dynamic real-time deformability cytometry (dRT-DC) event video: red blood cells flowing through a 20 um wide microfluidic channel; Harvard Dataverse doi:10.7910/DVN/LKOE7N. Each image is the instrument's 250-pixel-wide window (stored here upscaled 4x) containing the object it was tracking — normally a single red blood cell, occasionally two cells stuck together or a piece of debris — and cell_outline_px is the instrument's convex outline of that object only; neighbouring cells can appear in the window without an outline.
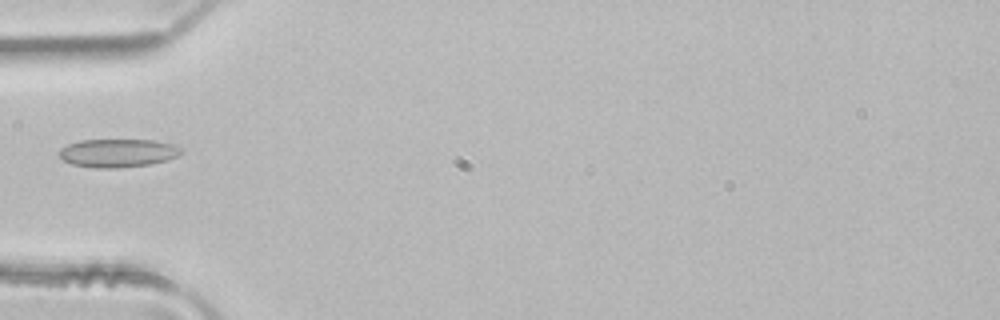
{"species": "common noctule bat (a hibernating species)", "species_latin": "Nyctalus noctula", "temperature_condition": "room temperature", "stored_images_in_passage": 3, "camera_frame_rate_fps": 3000, "um_per_image_px": 0.085, "animal": {"sex": "male", "body_mass_g": 21.5, "forearm_length_mm": 52.0}, "frame": {"image": 1, "passage_image": 3, "time_ms": 0.667, "image_size_px": [1000, 320], "cell_outline_px": [[184, 152], [168, 160], [152, 164], [116, 168], [96, 168], [72, 164], [64, 160], [56, 152], [60, 148], [68, 144], [80, 140], [156, 140], [176, 144], [184, 148]], "centroid_in_image_um": [10.06, 13.0], "position_along_channel_um": 74.9, "area_um2": 20.46}}